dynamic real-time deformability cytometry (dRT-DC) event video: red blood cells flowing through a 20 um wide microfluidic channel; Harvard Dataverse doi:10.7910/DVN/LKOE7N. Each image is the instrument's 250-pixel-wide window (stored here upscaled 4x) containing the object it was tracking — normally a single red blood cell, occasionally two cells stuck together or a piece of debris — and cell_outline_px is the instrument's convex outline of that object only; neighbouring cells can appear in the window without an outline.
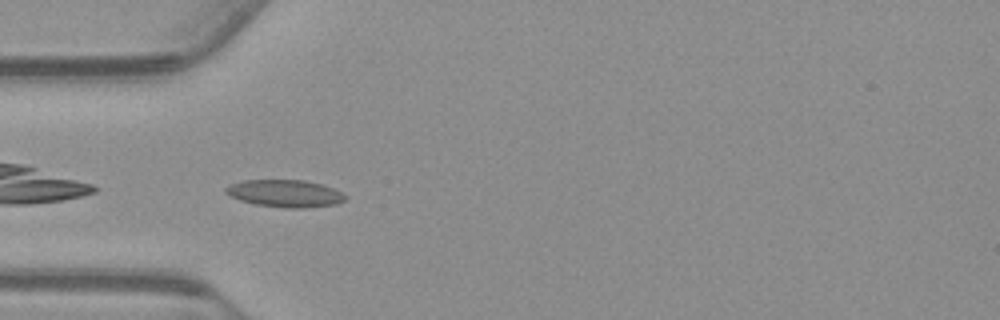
{"species": "common noctule bat (a hibernating species)", "species_latin": "Nyctalus noctula", "temperature_condition": "warm", "stored_images_in_passage": 41, "camera_frame_rate_fps": 3000, "um_per_image_px": 0.085, "animal": {"sex": "male", "body_mass_g": 23.1, "forearm_length_mm": 52.7}, "frame": {"image": 1, "passage_image": 2, "time_ms": 0.333, "image_size_px": [1000, 320], "cell_outline_px": [[344, 200], [336, 204], [304, 208], [284, 208], [256, 204], [240, 200], [224, 192], [224, 188], [232, 184], [244, 180], [304, 180], [320, 184], [332, 188], [340, 192], [344, 196]], "centroid_in_image_um": [24.2, 16.44], "position_along_channel_um": 60.8, "area_um2": 18.73}}
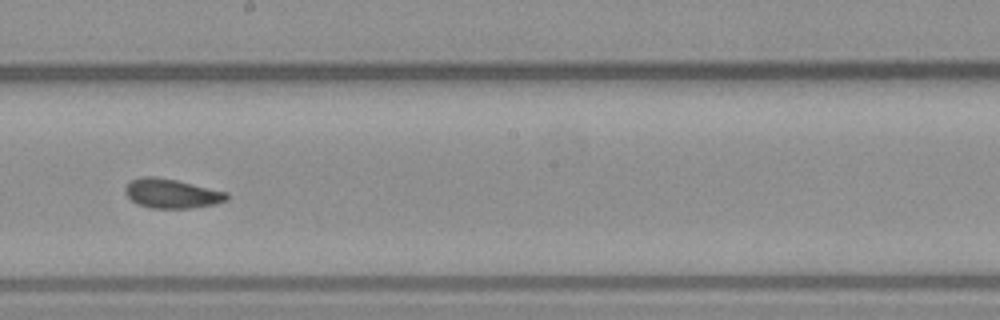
{"frame": {"image": 2, "passage_image": 16, "time_ms": 5.0, "image_size_px": [1000, 320], "cell_outline_px": [[228, 200], [216, 204], [188, 208], [152, 208], [136, 204], [124, 192], [124, 188], [132, 180], [140, 176], [156, 176], [176, 180], [228, 192]], "centroid_in_image_um": [14.59, 16.44], "position_along_channel_um": 233.6, "area_um2": 17.4}}
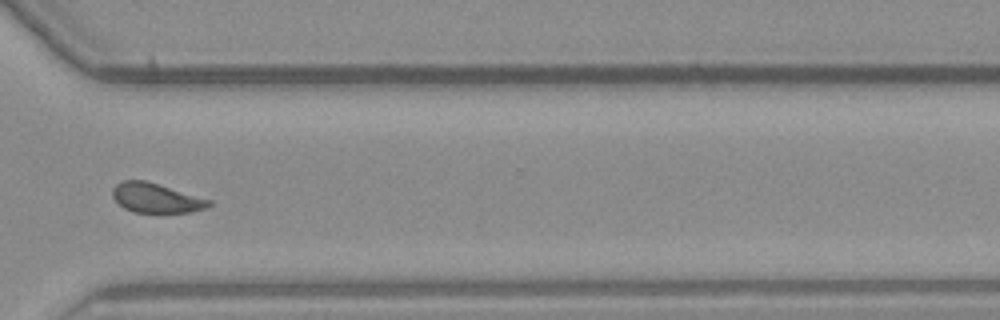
{"frame": {"image": 3, "passage_image": 26, "time_ms": 8.333, "image_size_px": [1000, 320], "cell_outline_px": [[212, 204], [204, 208], [192, 212], [132, 212], [124, 208], [112, 196], [112, 188], [120, 180], [144, 180], [212, 200]], "centroid_in_image_um": [13.24, 16.82], "position_along_channel_um": 357.4, "area_um2": 16.47}, "authors_computed_cell_mechanics": {"area_um2": 17.1666, "velocity_mm_per_s": 3.7177, "shape_relaxation_time_tau1_ms": 9.3481, "shape_relaxation_time_tau2_ms": 1.4322, "deformation_change_tau1": 0.1418, "deformation_change_tau2": 0.0636}}